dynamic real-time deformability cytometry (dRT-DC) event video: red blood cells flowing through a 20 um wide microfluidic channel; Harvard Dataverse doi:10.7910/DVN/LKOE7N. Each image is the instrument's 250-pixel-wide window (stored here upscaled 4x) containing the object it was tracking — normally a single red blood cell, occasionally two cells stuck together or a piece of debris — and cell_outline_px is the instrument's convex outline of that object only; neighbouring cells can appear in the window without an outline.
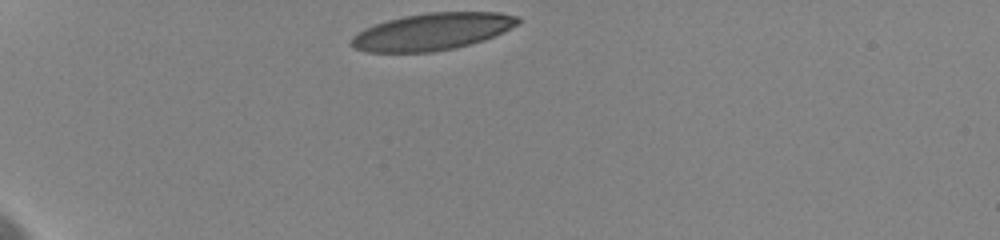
{"species": "human", "species_latin": "Homo sapiens", "temperature_condition": "cold", "stored_images_in_passage": 26, "camera_frame_rate_fps": 3000, "um_per_image_px": 0.085, "donor": {"sex": "female"}, "frame": {"image": 1, "passage_image": 1, "time_ms": 0.0, "image_size_px": [1000, 240], "cell_outline_px": [[520, 20], [516, 24], [504, 32], [484, 40], [456, 48], [432, 52], [368, 52], [356, 48], [348, 44], [352, 36], [364, 28], [388, 20], [404, 16], [428, 12], [500, 12], [520, 16]], "centroid_in_image_um": [36.74, 2.68], "position_along_channel_um": 48.3, "area_um2": 36.01}}
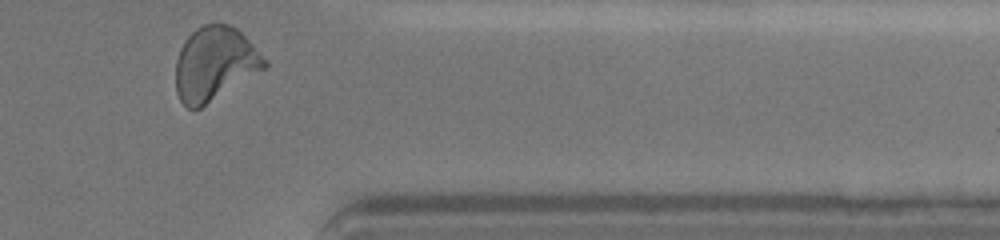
{"frame": {"image": 2, "passage_image": 26, "time_ms": 11.0, "image_size_px": [1000, 240], "cell_outline_px": [[268, 64], [264, 68], [200, 108], [188, 108], [180, 100], [176, 92], [176, 60], [180, 48], [184, 40], [196, 28], [204, 24], [228, 24], [236, 28], [268, 60]], "centroid_in_image_um": [18.22, 5.4], "position_along_channel_um": 393.2, "area_um2": 37.63}, "authors_computed_cell_mechanics": {"area_um2": 36.5296, "velocity_mm_per_s": 3.5767, "shape_relaxation_time_tau1_ms": 5.2191, "shape_relaxation_time_tau2_ms": 0.9843, "deformation_change_tau1": 0.173, "deformation_change_tau2": 0.0613}}